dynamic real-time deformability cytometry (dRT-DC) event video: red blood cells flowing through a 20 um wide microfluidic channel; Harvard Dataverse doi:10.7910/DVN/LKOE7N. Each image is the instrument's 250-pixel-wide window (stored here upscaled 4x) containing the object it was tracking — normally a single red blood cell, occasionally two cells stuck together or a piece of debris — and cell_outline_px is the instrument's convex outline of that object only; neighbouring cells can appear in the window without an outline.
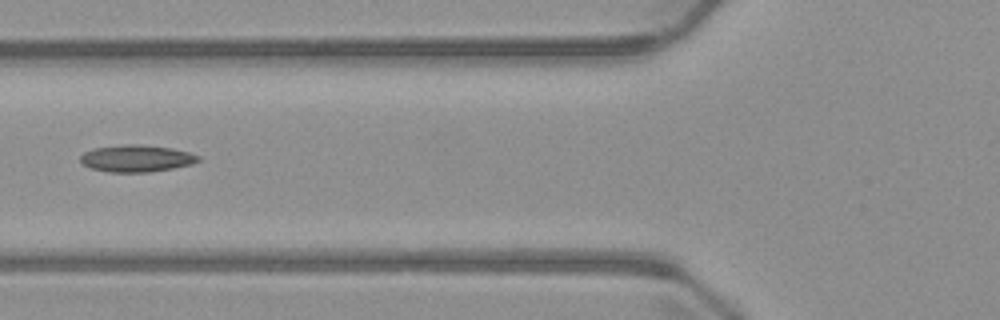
{"species": "common noctule bat (a hibernating species)", "species_latin": "Nyctalus noctula", "temperature_condition": "warm", "stored_images_in_passage": 6, "camera_frame_rate_fps": 3000, "um_per_image_px": 0.085, "animal": {"sex": "male", "body_mass_g": 23.1, "forearm_length_mm": 52.7}, "frame": {"image": 1, "passage_image": 5, "time_ms": 5.333, "image_size_px": [1000, 320], "cell_outline_px": [[200, 160], [192, 164], [172, 168], [148, 172], [108, 172], [92, 168], [84, 164], [80, 160], [80, 156], [84, 152], [92, 148], [124, 144], [136, 144], [172, 148], [188, 152], [200, 156]], "centroid_in_image_um": [11.59, 13.46], "position_along_channel_um": 114.2, "area_um2": 18.44}}
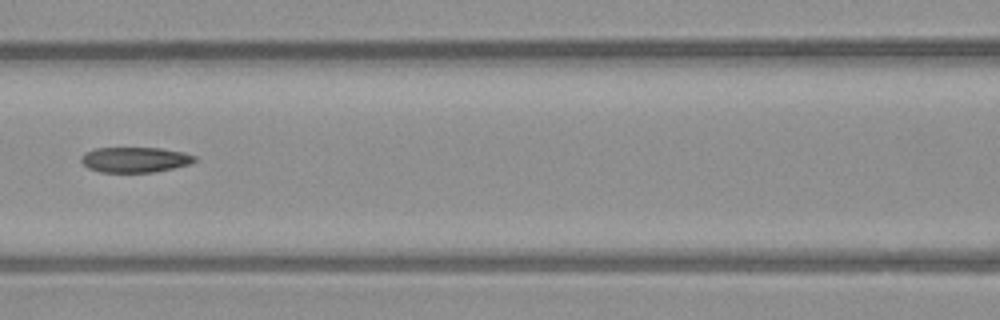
{"frame": {"image": 2, "passage_image": 6, "time_ms": 6.333, "image_size_px": [1000, 320], "cell_outline_px": [[196, 160], [192, 164], [152, 172], [100, 172], [88, 168], [80, 160], [80, 156], [84, 152], [96, 148], [160, 148], [184, 152], [196, 156]], "centroid_in_image_um": [11.47, 13.57], "position_along_channel_um": 155.1, "area_um2": 16.82}}